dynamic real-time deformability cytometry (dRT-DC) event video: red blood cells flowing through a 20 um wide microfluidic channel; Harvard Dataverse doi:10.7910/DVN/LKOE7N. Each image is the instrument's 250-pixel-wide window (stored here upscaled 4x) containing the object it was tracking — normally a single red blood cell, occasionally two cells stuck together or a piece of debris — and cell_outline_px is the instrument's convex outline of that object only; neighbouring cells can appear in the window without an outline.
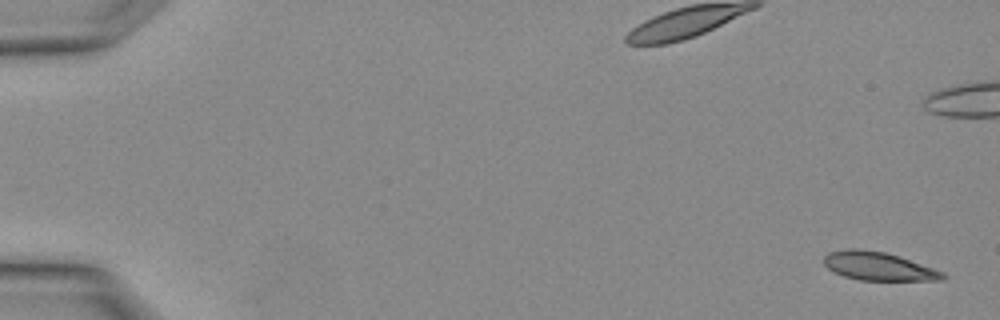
{"species": "Egyptian fruit bat (a non-hibernating species)", "species_latin": "Rousettus aegyptiacus", "temperature_condition": "warm", "stored_images_in_passage": 5, "camera_frame_rate_fps": 3000, "um_per_image_px": 0.085, "animal": {"sex": "female"}, "frame": {"image": 1, "passage_image": 1, "time_ms": 0.0, "image_size_px": [1000, 320], "cell_outline_px": [[948, 276], [944, 280], [860, 280], [844, 276], [828, 268], [824, 264], [824, 256], [828, 252], [848, 248], [852, 248], [884, 252], [900, 256], [944, 272]], "centroid_in_image_um": [74.69, 22.63], "position_along_channel_um": 10.3, "area_um2": 19.59}}